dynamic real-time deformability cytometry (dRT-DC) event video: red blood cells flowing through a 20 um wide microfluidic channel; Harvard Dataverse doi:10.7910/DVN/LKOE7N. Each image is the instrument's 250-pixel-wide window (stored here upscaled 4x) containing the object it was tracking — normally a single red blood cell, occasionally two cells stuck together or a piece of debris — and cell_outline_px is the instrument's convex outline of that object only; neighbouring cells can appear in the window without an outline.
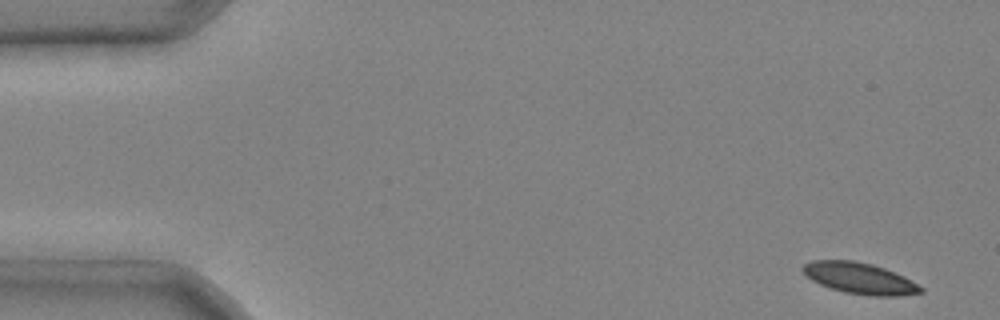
{"species": "common noctule bat (a hibernating species)", "species_latin": "Nyctalus noctula", "temperature_condition": "cold", "stored_images_in_passage": 5, "camera_frame_rate_fps": 3000, "um_per_image_px": 0.085, "animal": {"sex": "male", "body_mass_g": 20.4}, "frame": {"image": 1, "passage_image": 1, "time_ms": 0.0, "image_size_px": [1000, 320], "cell_outline_px": [[924, 292], [896, 296], [872, 296], [844, 292], [820, 284], [812, 280], [800, 268], [804, 264], [812, 260], [852, 260], [872, 264], [884, 268], [904, 276], [924, 288]], "centroid_in_image_um": [73.08, 23.65], "position_along_channel_um": 11.9, "area_um2": 21.33}}
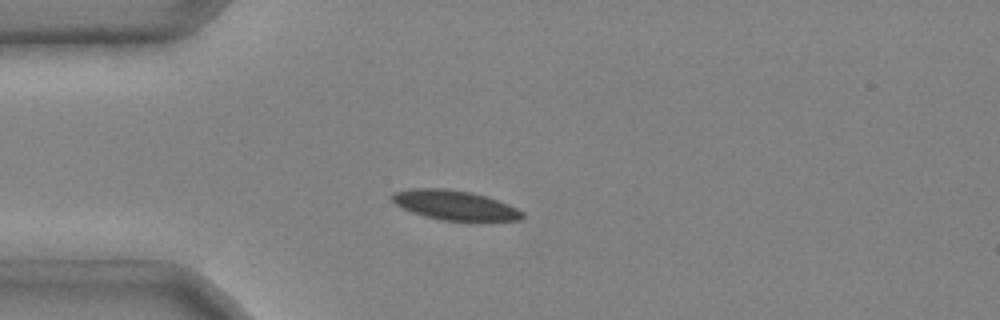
{"frame": {"image": 2, "passage_image": 3, "time_ms": 0.667, "image_size_px": [1000, 320], "cell_outline_px": [[524, 216], [520, 220], [440, 220], [424, 216], [412, 212], [396, 204], [388, 196], [392, 192], [408, 188], [448, 188], [472, 192], [508, 204], [524, 212]], "centroid_in_image_um": [38.59, 17.42], "position_along_channel_um": 46.4, "area_um2": 22.43}}
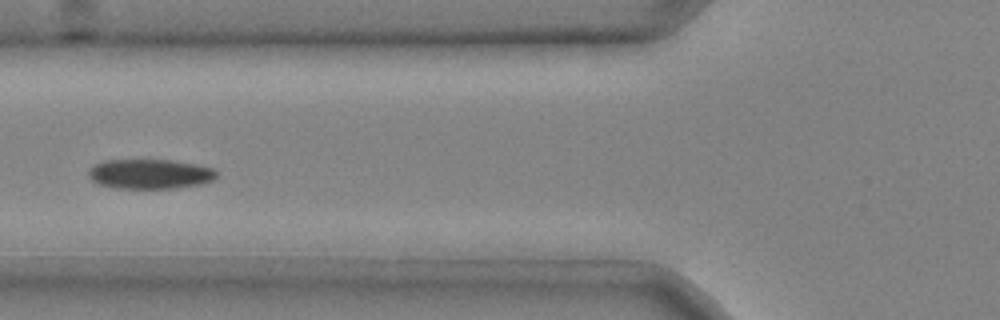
{"frame": {"image": 3, "passage_image": 5, "time_ms": 1.333, "image_size_px": [1000, 320], "cell_outline_px": [[216, 176], [212, 180], [200, 184], [176, 188], [116, 188], [100, 184], [92, 180], [88, 176], [88, 168], [92, 164], [104, 160], [172, 160], [196, 164], [216, 168]], "centroid_in_image_um": [12.72, 14.77], "position_along_channel_um": 113.1, "area_um2": 22.31}}